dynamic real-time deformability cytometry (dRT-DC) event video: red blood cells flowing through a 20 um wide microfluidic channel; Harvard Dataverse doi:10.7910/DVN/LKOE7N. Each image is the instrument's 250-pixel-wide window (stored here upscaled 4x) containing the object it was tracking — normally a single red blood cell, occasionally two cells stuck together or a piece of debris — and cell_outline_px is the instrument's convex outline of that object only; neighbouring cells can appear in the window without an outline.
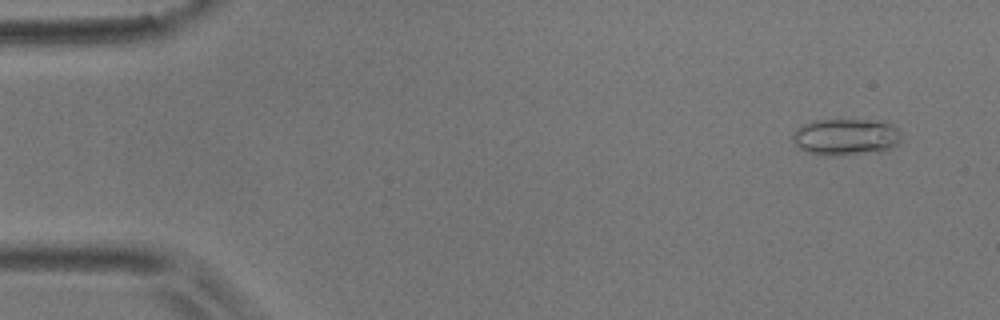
{"species": "common noctule bat (a hibernating species)", "species_latin": "Nyctalus noctula", "temperature_condition": "room temperature", "stored_images_in_passage": 52, "camera_frame_rate_fps": 3000, "um_per_image_px": 0.085, "animal": {"sex": "male", "body_mass_g": 17.9}, "frame": {"image": 1, "passage_image": 4, "time_ms": 1.0, "image_size_px": [1000, 320], "cell_outline_px": [[900, 140], [892, 148], [884, 152], [836, 156], [832, 156], [808, 152], [800, 148], [796, 144], [792, 136], [792, 132], [800, 124], [812, 120], [884, 120], [900, 128]], "centroid_in_image_um": [71.93, 11.63], "position_along_channel_um": 13.1, "area_um2": 23.81}}
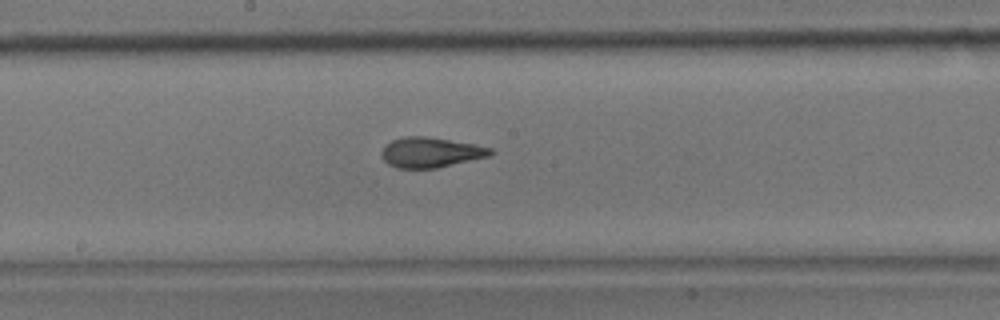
{"frame": {"image": 2, "passage_image": 28, "time_ms": 9.0, "image_size_px": [1000, 320], "cell_outline_px": [[496, 152], [488, 156], [436, 168], [396, 168], [388, 164], [380, 156], [380, 152], [392, 140], [404, 136], [424, 136], [476, 144], [492, 148]], "centroid_in_image_um": [36.6, 12.95], "position_along_channel_um": 211.6, "area_um2": 19.07}}
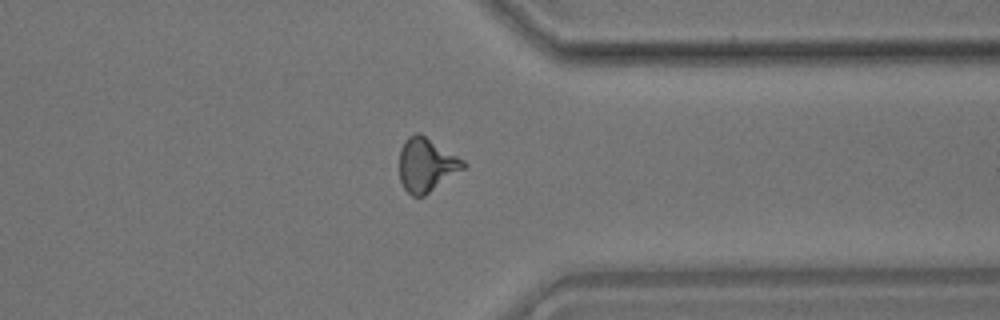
{"frame": {"image": 3, "passage_image": 41, "time_ms": 13.333, "image_size_px": [1000, 320], "cell_outline_px": [[468, 164], [464, 168], [424, 196], [412, 196], [404, 188], [400, 180], [400, 148], [404, 140], [408, 136], [416, 132], [420, 132], [464, 160]], "centroid_in_image_um": [36.23, 13.99], "position_along_channel_um": 375.2, "area_um2": 20.0}, "authors_computed_cell_mechanics": {"area_um2": 19.3919, "velocity_mm_per_s": 3.8736, "shape_relaxation_time_tau1_ms": 4.9605, "shape_relaxation_time_tau2_ms": 1.1187, "deformation_change_tau1": 0.1843, "deformation_change_tau2": 0.0973}}